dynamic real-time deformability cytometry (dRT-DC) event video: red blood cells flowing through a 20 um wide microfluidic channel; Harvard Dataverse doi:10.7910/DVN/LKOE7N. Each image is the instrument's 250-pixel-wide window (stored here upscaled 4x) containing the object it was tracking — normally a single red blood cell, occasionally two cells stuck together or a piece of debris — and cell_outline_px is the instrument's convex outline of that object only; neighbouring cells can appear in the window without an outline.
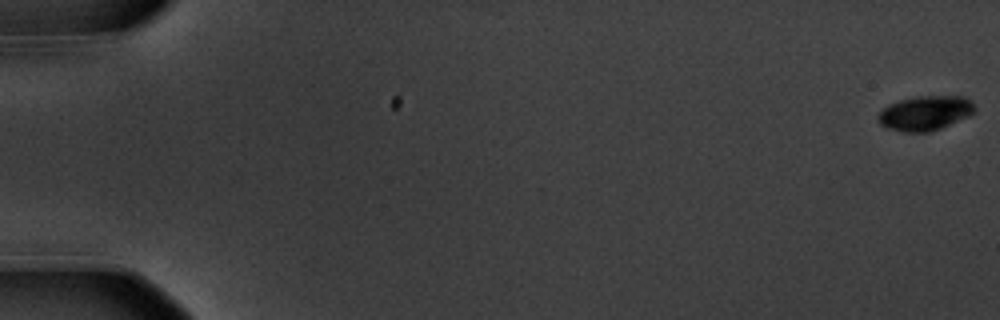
{"species": "common noctule bat (a hibernating species)", "species_latin": "Nyctalus noctula", "temperature_condition": "warm", "stored_images_in_passage": 55, "camera_frame_rate_fps": 3000, "um_per_image_px": 0.085, "animal": {"sex": "male", "body_mass_g": 20.1, "forearm_length_mm": 53.5}, "frame": {"image": 1, "passage_image": 1, "time_ms": 0.0, "image_size_px": [1000, 320], "cell_outline_px": [[976, 108], [968, 116], [940, 128], [928, 132], [904, 132], [888, 128], [880, 124], [876, 116], [888, 104], [900, 100], [916, 96], [964, 96]], "centroid_in_image_um": [78.59, 9.61], "position_along_channel_um": 6.4, "area_um2": 19.25}}
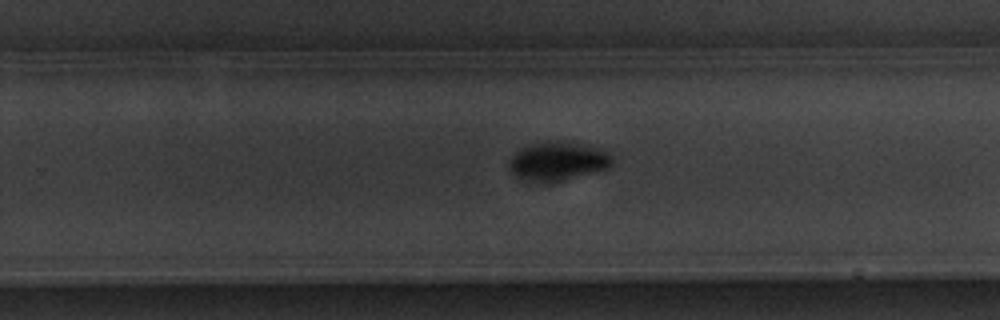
{"frame": {"image": 2, "passage_image": 39, "time_ms": 12.667, "image_size_px": [1000, 320], "cell_outline_px": [[612, 164], [608, 168], [552, 184], [536, 184], [516, 176], [508, 168], [508, 164], [512, 156], [516, 152], [532, 144], [548, 140], [568, 140], [608, 152], [612, 156]], "centroid_in_image_um": [47.39, 13.73], "position_along_channel_um": 282.4, "area_um2": 23.76}}
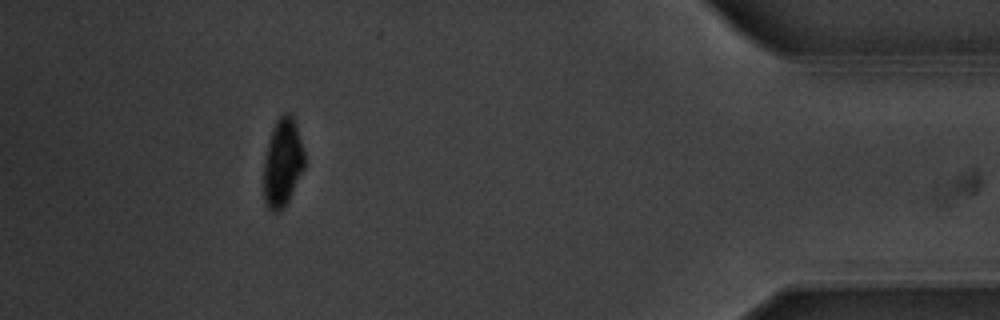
{"frame": {"image": 3, "passage_image": 54, "time_ms": 17.667, "image_size_px": [1000, 320], "cell_outline_px": [[304, 168], [284, 208], [280, 212], [272, 212], [268, 208], [264, 200], [264, 156], [272, 128], [276, 120], [284, 112], [292, 112], [296, 124], [304, 152]], "centroid_in_image_um": [24.01, 13.8], "position_along_channel_um": 411.2, "area_um2": 21.1}}